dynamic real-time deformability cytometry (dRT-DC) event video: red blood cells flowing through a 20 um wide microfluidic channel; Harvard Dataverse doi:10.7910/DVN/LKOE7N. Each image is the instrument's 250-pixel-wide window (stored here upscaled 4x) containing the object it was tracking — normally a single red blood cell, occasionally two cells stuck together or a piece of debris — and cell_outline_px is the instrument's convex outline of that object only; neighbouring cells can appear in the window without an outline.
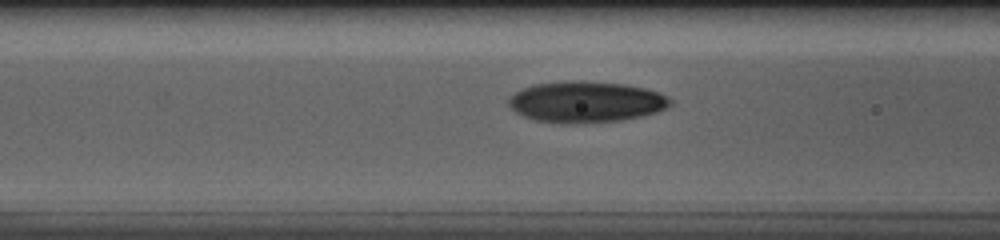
{"species": "human", "species_latin": "Homo sapiens", "temperature_condition": "cold", "stored_images_in_passage": 21, "camera_frame_rate_fps": 3000, "um_per_image_px": 0.085, "donor": {"sex": "male"}, "frame": {"image": 1, "passage_image": 15, "time_ms": 4.667, "image_size_px": [1000, 240], "cell_outline_px": [[672, 104], [656, 112], [640, 116], [620, 120], [572, 124], [564, 124], [536, 120], [524, 116], [516, 112], [508, 104], [508, 100], [516, 92], [524, 88], [536, 84], [624, 84], [644, 88], [660, 92], [668, 96], [672, 100]], "centroid_in_image_um": [49.85, 8.72], "position_along_channel_um": 116.8, "area_um2": 37.22}}
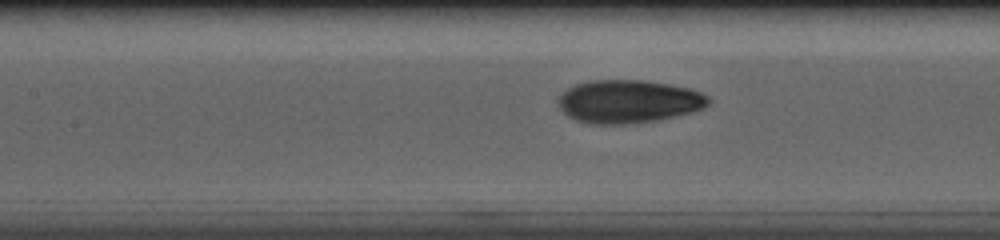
{"frame": {"image": 2, "passage_image": 18, "time_ms": 5.667, "image_size_px": [1000, 240], "cell_outline_px": [[712, 100], [704, 108], [692, 112], [656, 120], [624, 124], [592, 124], [576, 120], [568, 116], [560, 108], [560, 96], [568, 88], [576, 84], [592, 80], [644, 80], [692, 88], [708, 96]], "centroid_in_image_um": [53.47, 8.62], "position_along_channel_um": 153.9, "area_um2": 37.57}}